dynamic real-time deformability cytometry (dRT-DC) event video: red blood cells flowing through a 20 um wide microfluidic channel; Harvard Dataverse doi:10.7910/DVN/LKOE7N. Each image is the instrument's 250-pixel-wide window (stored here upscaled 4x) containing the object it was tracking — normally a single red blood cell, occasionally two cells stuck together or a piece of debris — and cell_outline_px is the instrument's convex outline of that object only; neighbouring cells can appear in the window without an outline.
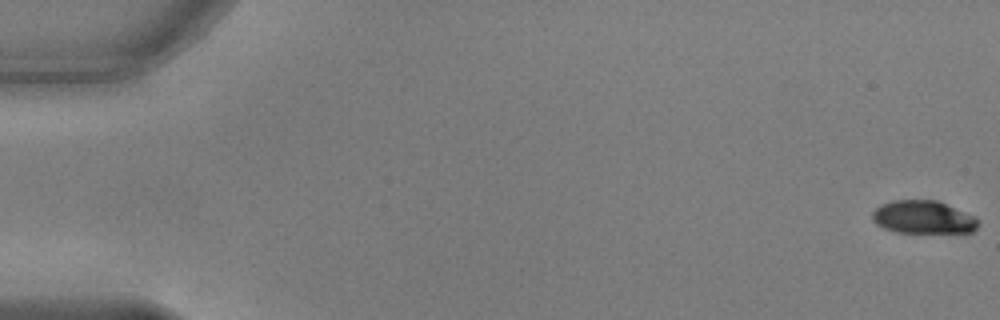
{"species": "common noctule bat (a hibernating species)", "species_latin": "Nyctalus noctula", "temperature_condition": "warm", "stored_images_in_passage": 54, "camera_frame_rate_fps": 3000, "um_per_image_px": 0.085, "animal": {"sex": "male", "body_mass_g": 17.9, "forearm_length_mm": 54.2}, "frame": {"image": 1, "passage_image": 1, "time_ms": 0.0, "image_size_px": [1000, 320], "cell_outline_px": [[980, 224], [972, 232], [896, 232], [884, 228], [876, 224], [872, 220], [872, 212], [880, 204], [892, 200], [936, 200], [976, 216], [980, 220]], "centroid_in_image_um": [78.48, 18.46], "position_along_channel_um": 6.5, "area_um2": 20.46}}
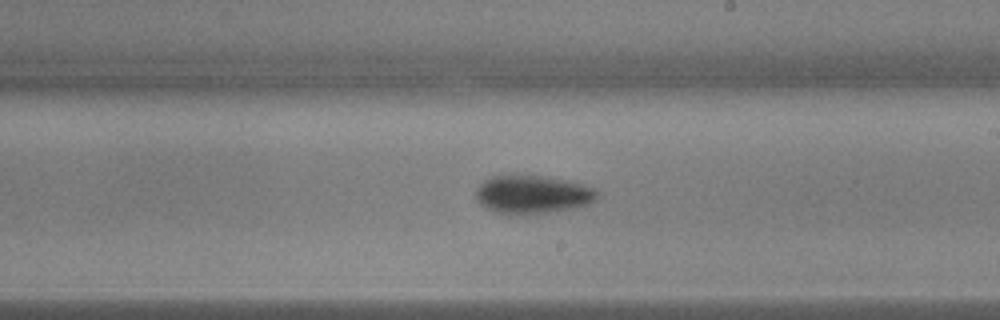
{"frame": {"image": 2, "passage_image": 32, "time_ms": 10.333, "image_size_px": [1000, 320], "cell_outline_px": [[596, 200], [588, 204], [576, 208], [548, 212], [496, 212], [480, 204], [476, 200], [476, 188], [484, 180], [492, 176], [544, 176], [568, 180], [596, 188]], "centroid_in_image_um": [45.29, 16.5], "position_along_channel_um": 243.7, "area_um2": 26.41}}
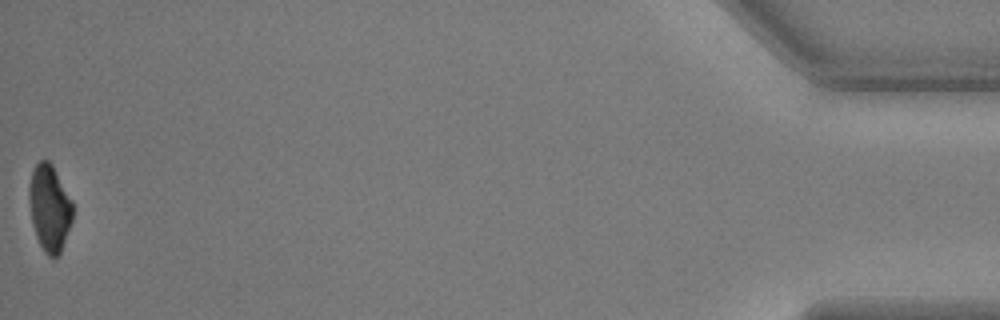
{"frame": {"image": 3, "passage_image": 54, "time_ms": 17.667, "image_size_px": [1000, 320], "cell_outline_px": [[72, 220], [60, 252], [56, 260], [48, 256], [44, 252], [36, 236], [32, 224], [28, 196], [28, 188], [32, 168], [40, 160], [48, 160], [52, 164], [72, 200]], "centroid_in_image_um": [4.19, 17.67], "position_along_channel_um": 431.0, "area_um2": 22.08}, "authors_computed_cell_mechanics": {"area_um2": 23.9292, "velocity_mm_per_s": 3.811, "shape_relaxation_time_tau1_ms": 2.731, "shape_relaxation_time_tau2_ms": 8.5172, "deformation_change_tau1": 0.1542, "deformation_change_tau2": 0.122}}